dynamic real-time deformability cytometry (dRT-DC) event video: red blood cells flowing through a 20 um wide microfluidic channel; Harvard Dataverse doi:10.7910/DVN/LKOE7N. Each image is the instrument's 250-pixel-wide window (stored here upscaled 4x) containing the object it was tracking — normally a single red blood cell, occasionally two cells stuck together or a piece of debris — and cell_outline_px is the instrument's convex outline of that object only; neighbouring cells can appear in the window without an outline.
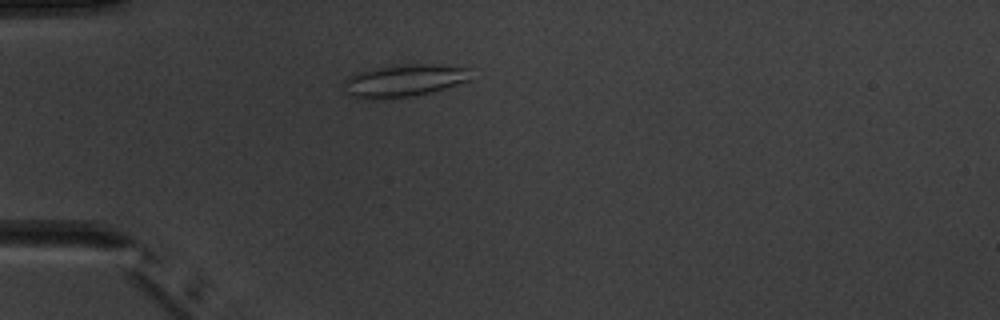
{"species": "common noctule bat (a hibernating species)", "species_latin": "Nyctalus noctula", "temperature_condition": "warm", "stored_images_in_passage": 3, "camera_frame_rate_fps": 3000, "um_per_image_px": 0.085, "animal": {"sex": "male", "body_mass_g": 20.1, "forearm_length_mm": 53.5}, "frame": {"image": 1, "passage_image": 3, "time_ms": 2.333, "image_size_px": [1000, 320], "cell_outline_px": [[472, 80], [432, 92], [416, 96], [368, 100], [352, 96], [344, 92], [344, 80], [348, 76], [356, 72], [372, 68], [408, 64], [432, 64], [472, 68]], "centroid_in_image_um": [34.36, 6.86], "position_along_channel_um": 50.6, "area_um2": 24.51}}